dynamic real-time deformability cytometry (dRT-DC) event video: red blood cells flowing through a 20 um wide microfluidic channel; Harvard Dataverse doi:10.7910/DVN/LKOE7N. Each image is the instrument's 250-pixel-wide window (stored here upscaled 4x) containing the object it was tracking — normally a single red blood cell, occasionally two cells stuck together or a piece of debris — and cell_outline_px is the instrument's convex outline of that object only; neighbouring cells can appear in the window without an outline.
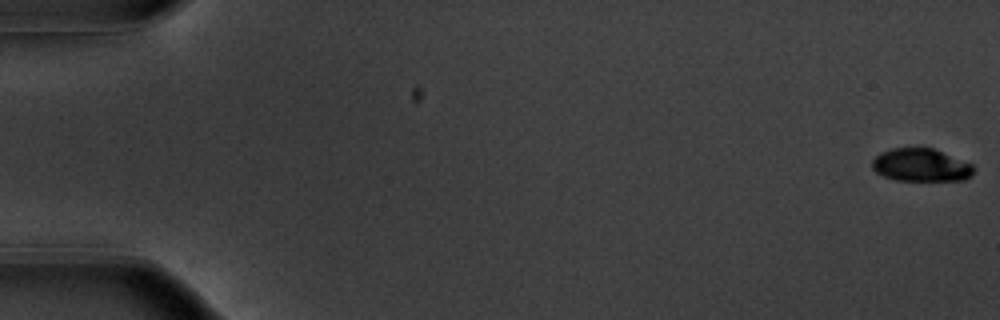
{"species": "common noctule bat (a hibernating species)", "species_latin": "Nyctalus noctula", "temperature_condition": "warm", "stored_images_in_passage": 56, "camera_frame_rate_fps": 3000, "um_per_image_px": 0.085, "animal": {"sex": "male", "body_mass_g": 20.1, "forearm_length_mm": 53.5}, "frame": {"image": 1, "passage_image": 1, "time_ms": 0.0, "image_size_px": [1000, 320], "cell_outline_px": [[976, 168], [972, 176], [964, 180], [896, 180], [884, 176], [876, 172], [872, 168], [872, 160], [880, 152], [892, 148], [932, 148], [972, 164]], "centroid_in_image_um": [78.29, 14.03], "position_along_channel_um": 6.7, "area_um2": 19.42}}
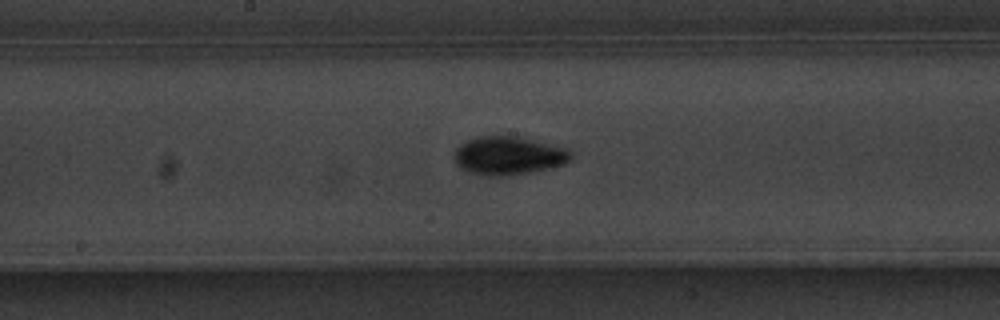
{"frame": {"image": 2, "passage_image": 30, "time_ms": 9.667, "image_size_px": [1000, 320], "cell_outline_px": [[572, 156], [564, 164], [548, 168], [528, 172], [500, 176], [488, 176], [468, 172], [460, 168], [456, 164], [456, 148], [460, 144], [476, 136], [516, 136], [568, 148], [572, 152]], "centroid_in_image_um": [43.21, 13.22], "position_along_channel_um": 205.0, "area_um2": 25.84}}
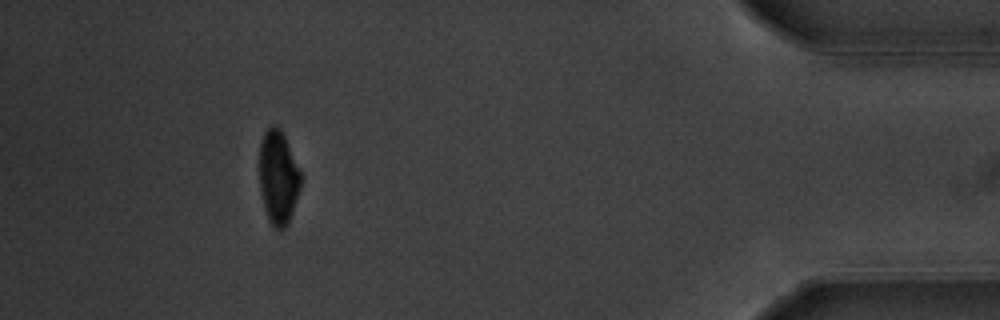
{"frame": {"image": 3, "passage_image": 51, "time_ms": 16.667, "image_size_px": [1000, 320], "cell_outline_px": [[300, 188], [288, 224], [284, 228], [276, 228], [268, 220], [264, 208], [260, 188], [260, 140], [264, 132], [272, 124], [276, 124], [280, 128], [284, 136], [300, 172]], "centroid_in_image_um": [23.63, 15.06], "position_along_channel_um": 411.6, "area_um2": 22.25}, "authors_computed_cell_mechanics": {"area_um2": 23.2934, "velocity_mm_per_s": 3.7253, "shape_relaxation_time_tau1_ms": 2.3305, "shape_relaxation_time_tau2_ms": null, "deformation_change_tau1": 0.1496, "deformation_change_tau2": null}}